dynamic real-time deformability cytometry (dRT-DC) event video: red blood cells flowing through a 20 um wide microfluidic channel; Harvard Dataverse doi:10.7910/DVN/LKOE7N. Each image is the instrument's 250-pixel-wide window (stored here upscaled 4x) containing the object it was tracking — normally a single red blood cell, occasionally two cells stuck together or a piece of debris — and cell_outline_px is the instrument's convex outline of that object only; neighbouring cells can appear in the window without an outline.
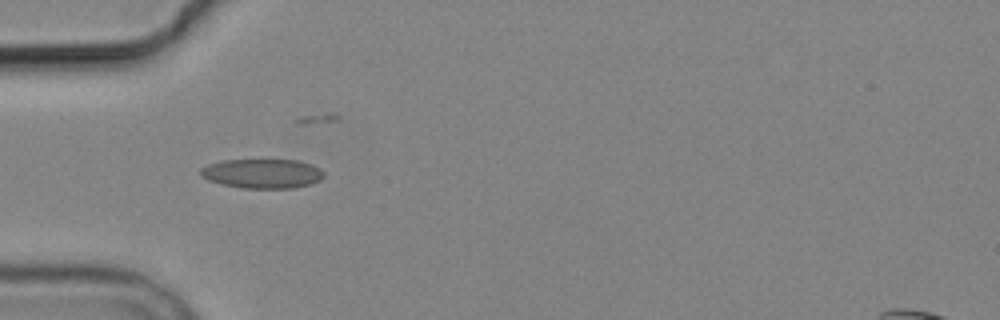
{"species": "common noctule bat (a hibernating species)", "species_latin": "Nyctalus noctula", "temperature_condition": "cold", "stored_images_in_passage": 5, "camera_frame_rate_fps": 3000, "um_per_image_px": 0.085, "animal": {"sex": "male", "body_mass_g": 19.2, "forearm_length_mm": 51.8}, "frame": {"image": 1, "passage_image": 4, "time_ms": 4.333, "image_size_px": [1000, 320], "cell_outline_px": [[324, 176], [320, 180], [312, 184], [292, 188], [244, 188], [224, 184], [208, 180], [200, 176], [200, 168], [208, 164], [224, 160], [296, 160], [312, 164], [320, 168], [324, 172]], "centroid_in_image_um": [22.32, 14.75], "position_along_channel_um": 62.7, "area_um2": 21.15}}
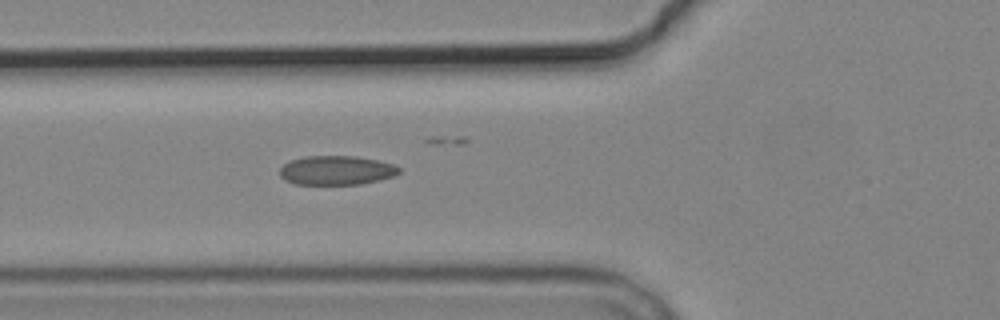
{"frame": {"image": 2, "passage_image": 5, "time_ms": 5.333, "image_size_px": [1000, 320], "cell_outline_px": [[400, 172], [392, 176], [360, 184], [296, 184], [284, 180], [280, 176], [280, 168], [288, 160], [304, 156], [356, 156], [376, 160], [392, 164], [400, 168]], "centroid_in_image_um": [28.53, 14.47], "position_along_channel_um": 97.3, "area_um2": 20.17}}